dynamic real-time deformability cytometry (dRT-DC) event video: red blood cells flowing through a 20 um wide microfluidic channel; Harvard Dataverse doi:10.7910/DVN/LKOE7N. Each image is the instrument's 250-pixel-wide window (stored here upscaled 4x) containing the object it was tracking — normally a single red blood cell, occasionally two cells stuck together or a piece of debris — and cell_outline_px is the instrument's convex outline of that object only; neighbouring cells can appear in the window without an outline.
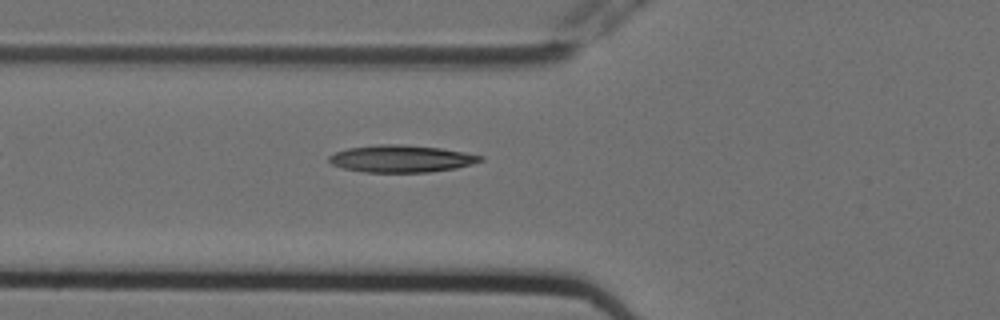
{"species": "Egyptian fruit bat (a non-hibernating species)", "species_latin": "Rousettus aegyptiacus", "temperature_condition": "cold", "stored_images_in_passage": 7, "segment_of_instrument_passage": [1, 2], "camera_frame_rate_fps": 3000, "um_per_image_px": 0.085, "animal": {"sex": "female"}, "frame": {"image": 1, "passage_image": 6, "time_ms": 1.667, "image_size_px": [1000, 320], "cell_outline_px": [[484, 160], [472, 164], [456, 168], [428, 172], [364, 172], [344, 168], [332, 164], [328, 160], [328, 156], [336, 152], [348, 148], [380, 144], [400, 144], [440, 148], [464, 152], [484, 156]], "centroid_in_image_um": [34.12, 13.49], "position_along_channel_um": 91.7, "area_um2": 23.87}}